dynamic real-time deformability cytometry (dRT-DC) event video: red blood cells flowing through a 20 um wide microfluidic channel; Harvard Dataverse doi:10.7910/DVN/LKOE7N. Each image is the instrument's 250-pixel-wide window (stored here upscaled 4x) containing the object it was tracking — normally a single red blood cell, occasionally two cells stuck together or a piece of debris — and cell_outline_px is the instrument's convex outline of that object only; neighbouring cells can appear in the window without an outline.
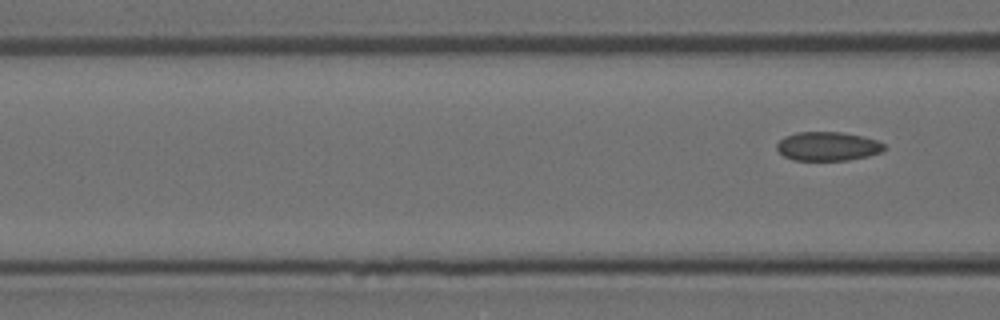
{"species": "Egyptian fruit bat (a non-hibernating species)", "species_latin": "Rousettus aegyptiacus", "temperature_condition": "room temperature", "stored_images_in_passage": 6, "segment_of_instrument_passage": [2, 2], "camera_frame_rate_fps": 3000, "um_per_image_px": 0.085, "animal": {"sex": "female"}, "frame": {"image": 1, "passage_image": 6, "time_ms": 1.667, "image_size_px": [1000, 320], "cell_outline_px": [[884, 148], [880, 152], [868, 156], [848, 160], [792, 160], [784, 156], [776, 148], [776, 144], [784, 136], [796, 132], [844, 132], [876, 140], [884, 144]], "centroid_in_image_um": [70.31, 12.43], "position_along_channel_um": 96.3, "area_um2": 18.03}}